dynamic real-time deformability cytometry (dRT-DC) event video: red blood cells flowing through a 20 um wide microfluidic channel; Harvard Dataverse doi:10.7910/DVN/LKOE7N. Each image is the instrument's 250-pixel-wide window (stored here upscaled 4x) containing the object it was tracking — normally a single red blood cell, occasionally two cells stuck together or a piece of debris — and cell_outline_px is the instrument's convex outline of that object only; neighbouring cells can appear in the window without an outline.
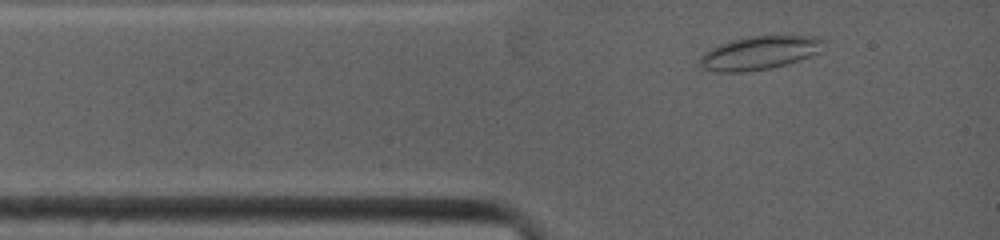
{"species": "common noctule bat (a hibernating species)", "species_latin": "Nyctalus noctula", "temperature_condition": "warm", "stored_images_in_passage": 27, "camera_frame_rate_fps": 4500, "um_per_image_px": 0.085, "animal": {"sex": "female", "body_mass_g": 19.0, "forearm_length_mm": 53.3}, "frame": {"image": 1, "passage_image": 1, "time_ms": 0.0, "image_size_px": [1000, 240], "cell_outline_px": [[824, 40], [820, 52], [800, 60], [768, 68], [744, 72], [716, 72], [704, 68], [700, 64], [700, 56], [704, 52], [720, 44], [732, 40], [752, 36], [816, 36]], "centroid_in_image_um": [64.55, 4.49], "position_along_channel_um": 20.5, "area_um2": 23.81}}
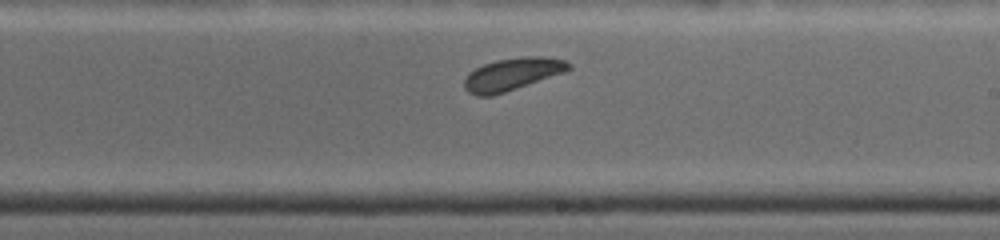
{"frame": {"image": 2, "passage_image": 17, "time_ms": 6.222, "image_size_px": [1000, 240], "cell_outline_px": [[572, 68], [564, 72], [492, 96], [476, 96], [468, 92], [464, 88], [464, 80], [468, 72], [484, 64], [496, 60], [524, 56], [544, 56], [568, 60], [572, 64]], "centroid_in_image_um": [43.55, 6.29], "position_along_channel_um": 245.5, "area_um2": 19.77}}
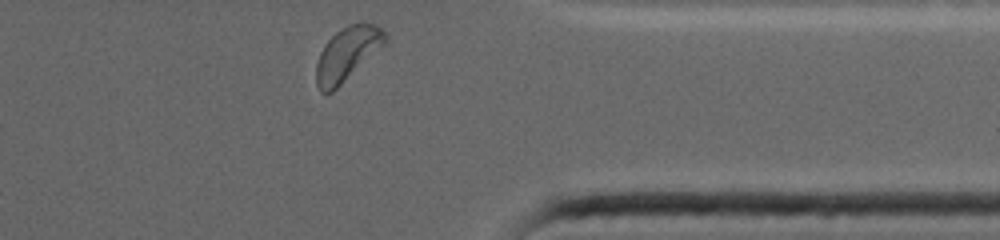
{"frame": {"image": 3, "passage_image": 27, "time_ms": 10.0, "image_size_px": [1000, 240], "cell_outline_px": [[388, 40], [384, 44], [332, 92], [320, 92], [316, 84], [316, 64], [320, 52], [324, 44], [340, 28], [348, 24], [376, 24], [388, 36]], "centroid_in_image_um": [29.48, 4.57], "position_along_channel_um": 381.9, "area_um2": 21.1}, "authors_computed_cell_mechanics": {"area_um2": 19.8254, "velocity_mm_per_s": 3.8635, "shape_relaxation_time_tau1_ms": null, "shape_relaxation_time_tau2_ms": 1.8495, "deformation_change_tau1": null, "deformation_change_tau2": 0.0772}}